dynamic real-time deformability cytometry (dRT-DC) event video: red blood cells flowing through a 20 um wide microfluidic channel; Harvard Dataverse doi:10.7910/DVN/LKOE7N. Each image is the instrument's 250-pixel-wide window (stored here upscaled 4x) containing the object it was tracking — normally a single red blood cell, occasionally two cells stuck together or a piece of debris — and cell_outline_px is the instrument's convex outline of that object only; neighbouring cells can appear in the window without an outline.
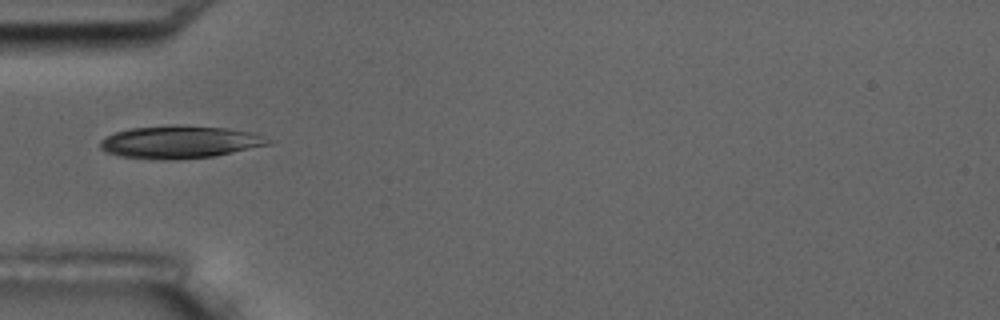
{"species": "common noctule bat (a hibernating species)", "species_latin": "Nyctalus noctula", "temperature_condition": "room temperature", "stored_images_in_passage": 3, "camera_frame_rate_fps": 3000, "um_per_image_px": 0.085, "animal": {"sex": "male", "body_mass_g": 17.5, "forearm_length_mm": 52.3}, "frame": {"image": 1, "passage_image": 1, "time_ms": 0.0, "image_size_px": [1000, 320], "cell_outline_px": [[276, 140], [272, 144], [216, 156], [176, 160], [148, 160], [120, 156], [104, 152], [100, 148], [100, 140], [104, 136], [128, 128], [228, 128], [256, 132]], "centroid_in_image_um": [15.34, 12.13], "position_along_channel_um": 69.7, "area_um2": 31.62}}